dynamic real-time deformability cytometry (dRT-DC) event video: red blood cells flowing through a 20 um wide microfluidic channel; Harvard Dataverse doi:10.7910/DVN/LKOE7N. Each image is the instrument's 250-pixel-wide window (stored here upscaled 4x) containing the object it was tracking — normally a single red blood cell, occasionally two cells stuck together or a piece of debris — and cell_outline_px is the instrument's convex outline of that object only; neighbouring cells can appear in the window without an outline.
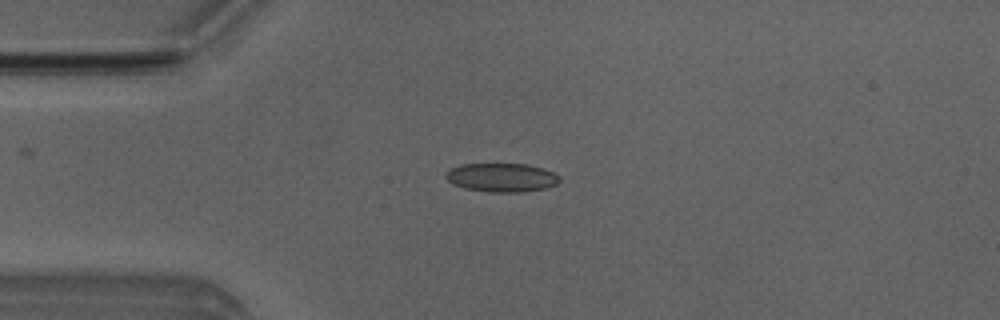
{"species": "Egyptian fruit bat (a non-hibernating species)", "species_latin": "Rousettus aegyptiacus", "temperature_condition": "room temperature", "stored_images_in_passage": 3, "camera_frame_rate_fps": 3000, "um_per_image_px": 0.085, "animal": {"sex": "male"}, "frame": {"image": 1, "passage_image": 1, "time_ms": 0.0, "image_size_px": [1000, 320], "cell_outline_px": [[560, 180], [556, 184], [544, 188], [520, 192], [492, 192], [464, 188], [452, 184], [444, 176], [452, 168], [460, 164], [528, 164], [544, 168], [560, 176]], "centroid_in_image_um": [42.64, 15.08], "position_along_channel_um": 42.4, "area_um2": 18.96}}